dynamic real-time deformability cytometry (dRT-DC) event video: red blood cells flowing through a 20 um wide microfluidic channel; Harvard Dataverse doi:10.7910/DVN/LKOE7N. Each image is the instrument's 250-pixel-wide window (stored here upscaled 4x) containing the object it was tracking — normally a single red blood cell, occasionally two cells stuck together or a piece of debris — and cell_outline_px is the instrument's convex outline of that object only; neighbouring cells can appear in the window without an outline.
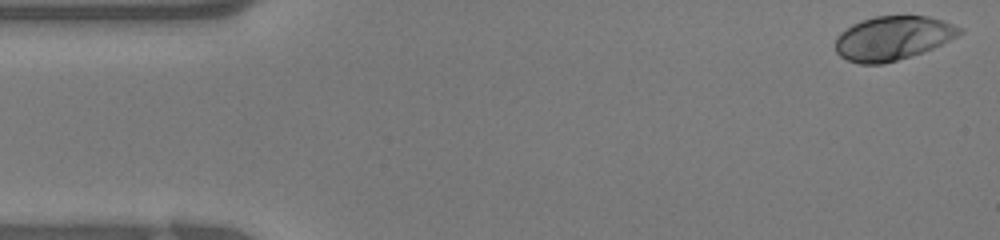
{"species": "human", "species_latin": "Homo sapiens", "temperature_condition": "warm", "stored_images_in_passage": 39, "camera_frame_rate_fps": 3000, "um_per_image_px": 0.085, "donor": {"sex": "female"}, "frame": {"image": 1, "passage_image": 1, "time_ms": 0.0, "image_size_px": [1000, 240], "cell_outline_px": [[964, 32], [924, 52], [884, 64], [860, 64], [848, 60], [840, 56], [836, 52], [836, 36], [840, 32], [852, 24], [876, 16], [928, 16], [944, 20], [964, 28]], "centroid_in_image_um": [75.89, 3.24], "position_along_channel_um": 9.1, "area_um2": 31.85}}
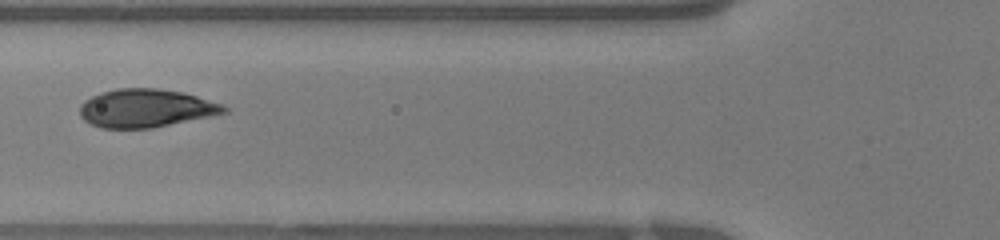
{"frame": {"image": 2, "passage_image": 14, "time_ms": 4.333, "image_size_px": [1000, 240], "cell_outline_px": [[228, 112], [152, 128], [100, 128], [84, 120], [80, 116], [80, 104], [84, 100], [92, 96], [116, 88], [156, 88], [180, 92], [196, 96], [224, 104], [228, 108]], "centroid_in_image_um": [12.38, 9.2], "position_along_channel_um": 113.4, "area_um2": 31.96}}
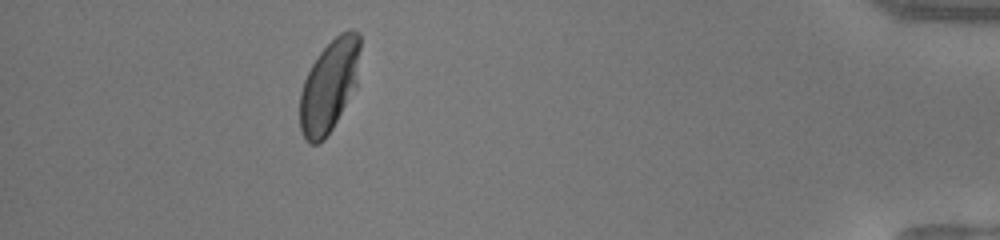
{"frame": {"image": 3, "passage_image": 35, "time_ms": 11.333, "image_size_px": [1000, 240], "cell_outline_px": [[360, 48], [356, 84], [332, 128], [324, 140], [316, 144], [312, 144], [304, 136], [300, 128], [300, 92], [304, 80], [312, 64], [320, 52], [340, 32], [348, 28], [352, 28], [360, 36]], "centroid_in_image_um": [27.97, 7.26], "position_along_channel_um": 407.2, "area_um2": 31.85}}